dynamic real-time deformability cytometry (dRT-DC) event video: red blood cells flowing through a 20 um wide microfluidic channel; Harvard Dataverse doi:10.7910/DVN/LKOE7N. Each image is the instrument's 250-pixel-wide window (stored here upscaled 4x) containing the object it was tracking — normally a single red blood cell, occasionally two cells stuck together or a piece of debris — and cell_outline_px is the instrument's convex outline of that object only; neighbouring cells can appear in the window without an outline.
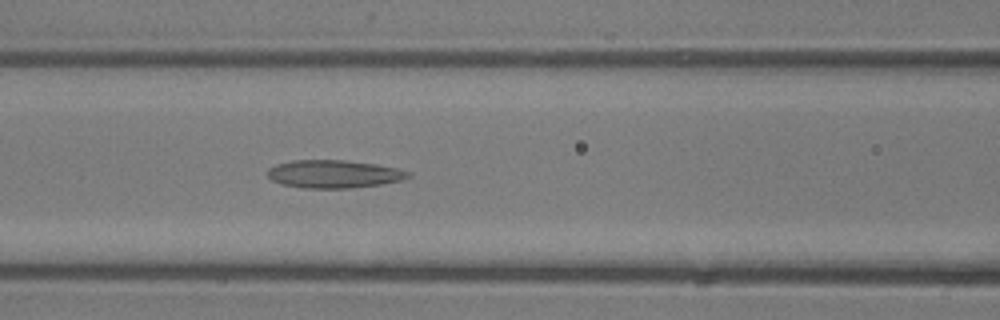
{"species": "common noctule bat (a hibernating species)", "species_latin": "Nyctalus noctula", "temperature_condition": "room temperature", "stored_images_in_passage": 33, "camera_frame_rate_fps": 3000, "um_per_image_px": 0.085, "animal": {"sex": "male", "body_mass_g": 13.3}, "frame": {"image": 1, "passage_image": 16, "time_ms": 5.0, "image_size_px": [1000, 320], "cell_outline_px": [[412, 176], [400, 180], [380, 184], [348, 188], [304, 188], [280, 184], [272, 180], [268, 176], [268, 168], [276, 164], [292, 160], [344, 160], [376, 164], [396, 168], [412, 172]], "centroid_in_image_um": [28.36, 14.78], "position_along_channel_um": 138.2, "area_um2": 22.89}}
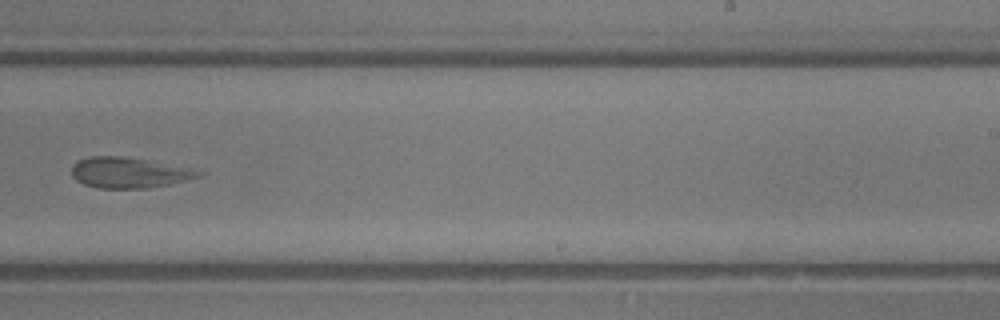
{"frame": {"image": 2, "passage_image": 25, "time_ms": 8.0, "image_size_px": [1000, 320], "cell_outline_px": [[204, 172], [200, 176], [168, 184], [148, 188], [96, 188], [84, 184], [76, 180], [72, 176], [72, 164], [76, 160], [88, 156], [120, 156], [148, 160]], "centroid_in_image_um": [10.85, 14.67], "position_along_channel_um": 278.1, "area_um2": 22.37}}
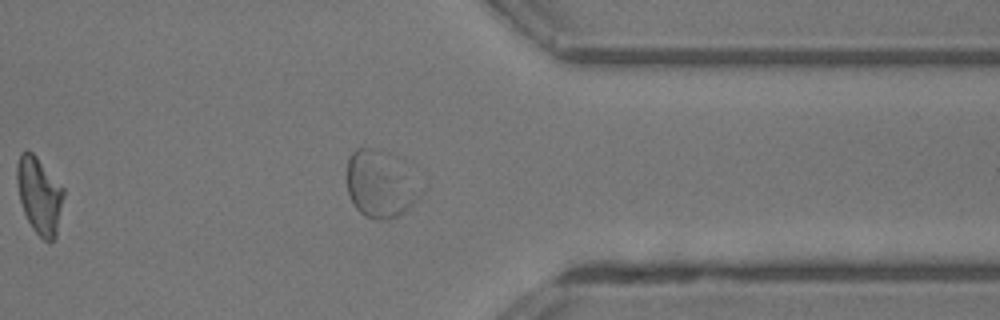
{"frame": {"image": 3, "passage_image": 32, "time_ms": 10.333, "image_size_px": [1000, 320], "cell_outline_px": [[64, 196], [56, 236], [48, 244], [32, 228], [24, 212], [20, 200], [16, 184], [16, 164], [20, 152], [32, 152], [36, 156], [64, 188]], "centroid_in_image_um": [3.34, 16.61], "position_along_channel_um": 408.1, "area_um2": 20.87}}